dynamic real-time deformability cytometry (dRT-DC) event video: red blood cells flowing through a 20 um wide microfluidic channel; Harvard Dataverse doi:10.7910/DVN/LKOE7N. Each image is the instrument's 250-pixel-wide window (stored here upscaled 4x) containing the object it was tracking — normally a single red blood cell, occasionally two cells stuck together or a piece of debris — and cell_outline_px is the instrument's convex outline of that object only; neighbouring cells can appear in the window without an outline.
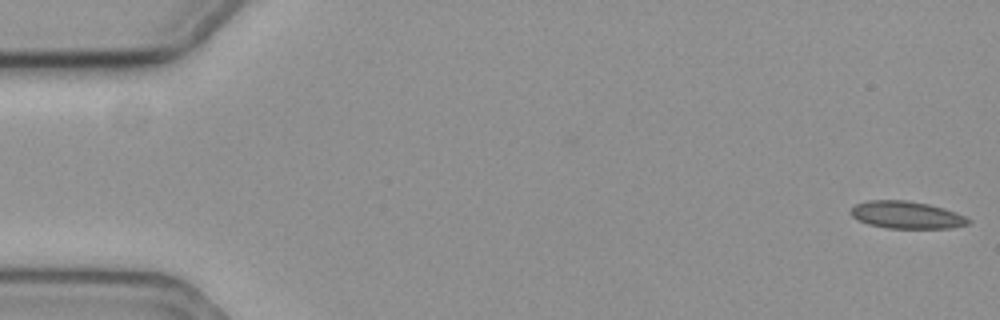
{"species": "common noctule bat (a hibernating species)", "species_latin": "Nyctalus noctula", "temperature_condition": "cold", "stored_images_in_passage": 17, "camera_frame_rate_fps": 3000, "um_per_image_px": 0.085, "animal": {"sex": "female", "body_mass_g": 19.3, "forearm_length_mm": 54.1}, "frame": {"image": 1, "passage_image": 1, "time_ms": 0.0, "image_size_px": [1000, 320], "cell_outline_px": [[972, 220], [968, 224], [948, 228], [888, 228], [868, 224], [852, 216], [848, 212], [856, 204], [868, 200], [908, 200], [928, 204], [944, 208], [956, 212]], "centroid_in_image_um": [77.05, 18.26], "position_along_channel_um": 7.9, "area_um2": 18.67}}